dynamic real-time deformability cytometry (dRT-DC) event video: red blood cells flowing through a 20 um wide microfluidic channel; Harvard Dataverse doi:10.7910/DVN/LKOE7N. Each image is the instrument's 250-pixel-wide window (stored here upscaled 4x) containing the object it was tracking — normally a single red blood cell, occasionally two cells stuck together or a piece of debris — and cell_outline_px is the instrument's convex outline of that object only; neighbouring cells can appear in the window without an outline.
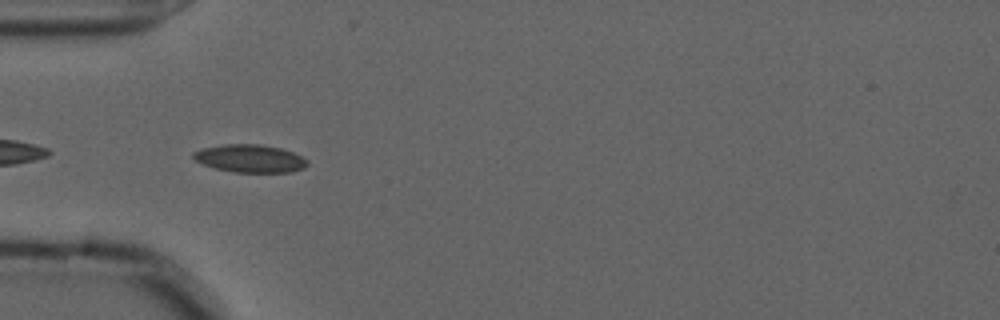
{"species": "common noctule bat (a hibernating species)", "species_latin": "Nyctalus noctula", "temperature_condition": "cold", "stored_images_in_passage": 34, "camera_frame_rate_fps": 3000, "um_per_image_px": 0.085, "animal": {"sex": "male", "forearm_length_mm": 52.5}, "frame": {"image": 1, "passage_image": 2, "time_ms": 0.333, "image_size_px": [1000, 320], "cell_outline_px": [[308, 164], [304, 168], [292, 172], [232, 172], [216, 168], [204, 164], [196, 160], [192, 156], [192, 152], [204, 148], [224, 144], [260, 144], [280, 148], [292, 152], [308, 160]], "centroid_in_image_um": [21.27, 13.47], "position_along_channel_um": 63.7, "area_um2": 18.38}}
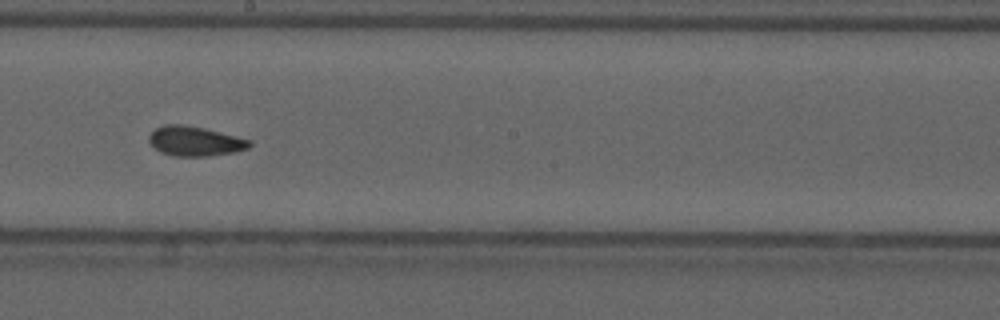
{"frame": {"image": 2, "passage_image": 16, "time_ms": 5.0, "image_size_px": [1000, 320], "cell_outline_px": [[252, 144], [248, 148], [232, 152], [208, 156], [176, 156], [160, 152], [148, 140], [148, 136], [156, 128], [164, 124], [184, 124], [204, 128], [252, 140]], "centroid_in_image_um": [16.57, 11.99], "position_along_channel_um": 231.6, "area_um2": 17.28}}
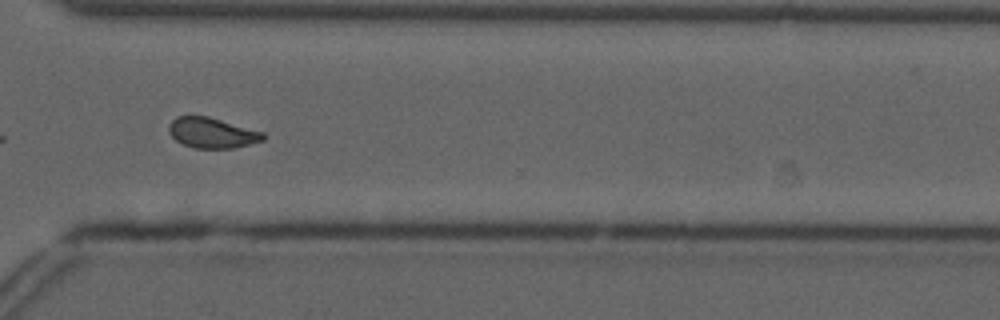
{"frame": {"image": 3, "passage_image": 26, "time_ms": 8.333, "image_size_px": [1000, 320], "cell_outline_px": [[268, 136], [264, 140], [232, 148], [192, 148], [176, 140], [168, 132], [168, 124], [176, 116], [208, 116], [264, 132]], "centroid_in_image_um": [18.02, 11.28], "position_along_channel_um": 352.6, "area_um2": 16.76}, "authors_computed_cell_mechanics": {"area_um2": 17.1088, "velocity_mm_per_s": 3.6276, "shape_relaxation_time_tau1_ms": null, "shape_relaxation_time_tau2_ms": 2.2353, "deformation_change_tau1": null, "deformation_change_tau2": 0.0785}}